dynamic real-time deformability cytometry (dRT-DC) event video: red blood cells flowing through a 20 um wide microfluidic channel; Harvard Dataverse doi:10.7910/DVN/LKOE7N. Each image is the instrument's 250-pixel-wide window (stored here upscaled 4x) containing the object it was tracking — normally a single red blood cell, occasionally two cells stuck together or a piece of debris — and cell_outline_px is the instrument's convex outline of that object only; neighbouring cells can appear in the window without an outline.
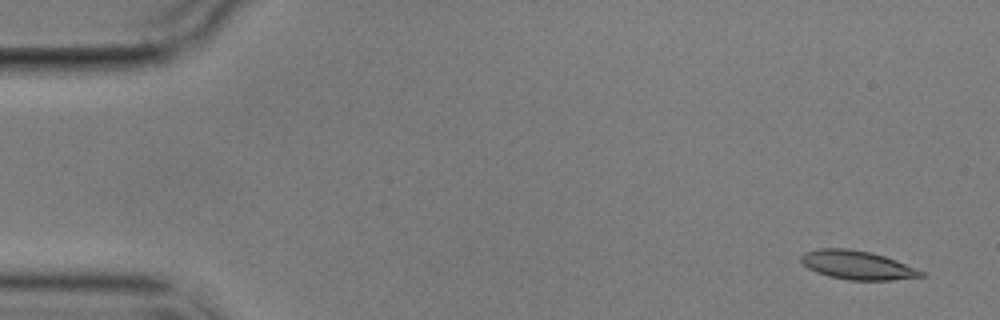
{"species": "common noctule bat (a hibernating species)", "species_latin": "Nyctalus noctula", "temperature_condition": "cold", "stored_images_in_passage": 4, "camera_frame_rate_fps": 3000, "um_per_image_px": 0.085, "animal": {"sex": "male", "body_mass_g": 17.9}, "frame": {"image": 1, "passage_image": 1, "time_ms": 0.0, "image_size_px": [1000, 320], "cell_outline_px": [[924, 276], [892, 280], [848, 280], [828, 276], [816, 272], [808, 268], [800, 260], [800, 256], [804, 252], [820, 248], [848, 248], [872, 252], [896, 260], [924, 272]], "centroid_in_image_um": [72.83, 22.52], "position_along_channel_um": 12.2, "area_um2": 20.11}}
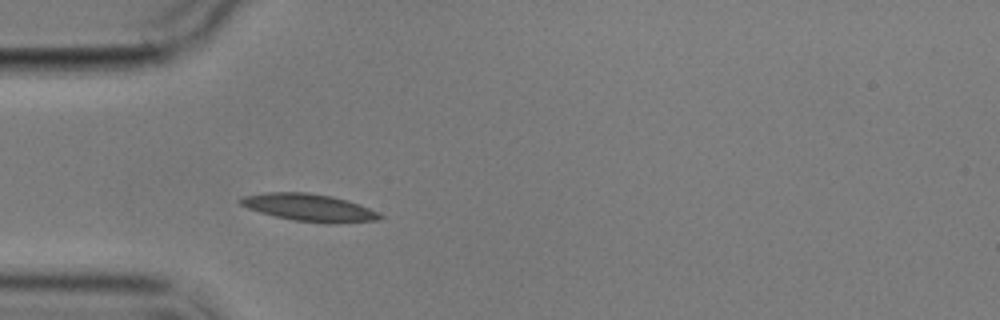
{"frame": {"image": 2, "passage_image": 4, "time_ms": 4.667, "image_size_px": [1000, 320], "cell_outline_px": [[384, 216], [380, 220], [336, 224], [328, 224], [296, 220], [276, 216], [260, 212], [248, 208], [240, 204], [236, 200], [244, 196], [264, 192], [308, 192], [332, 196], [360, 204], [380, 212]], "centroid_in_image_um": [26.33, 17.64], "position_along_channel_um": 58.7, "area_um2": 22.48}}